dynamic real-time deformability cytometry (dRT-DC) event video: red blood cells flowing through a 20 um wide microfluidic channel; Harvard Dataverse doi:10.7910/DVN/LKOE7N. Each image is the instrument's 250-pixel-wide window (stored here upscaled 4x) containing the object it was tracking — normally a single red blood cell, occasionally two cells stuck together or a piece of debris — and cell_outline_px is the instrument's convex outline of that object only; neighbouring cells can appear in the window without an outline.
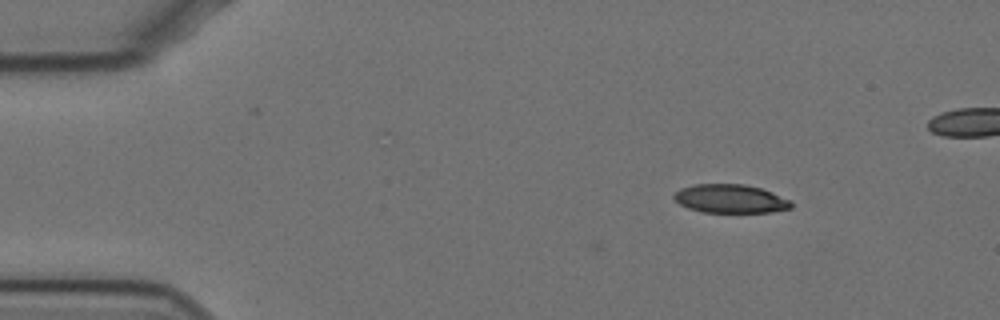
{"species": "Egyptian fruit bat (a non-hibernating species)", "species_latin": "Rousettus aegyptiacus", "temperature_condition": "cold", "stored_images_in_passage": 4, "camera_frame_rate_fps": 3000, "um_per_image_px": 0.085, "animal": {"sex": "female"}, "frame": {"image": 1, "passage_image": 1, "time_ms": 0.0, "image_size_px": [1000, 320], "cell_outline_px": [[792, 208], [772, 212], [700, 212], [688, 208], [680, 204], [672, 196], [680, 188], [696, 184], [744, 184], [760, 188], [772, 192], [792, 200]], "centroid_in_image_um": [62.1, 16.89], "position_along_channel_um": 22.9, "area_um2": 19.59}}